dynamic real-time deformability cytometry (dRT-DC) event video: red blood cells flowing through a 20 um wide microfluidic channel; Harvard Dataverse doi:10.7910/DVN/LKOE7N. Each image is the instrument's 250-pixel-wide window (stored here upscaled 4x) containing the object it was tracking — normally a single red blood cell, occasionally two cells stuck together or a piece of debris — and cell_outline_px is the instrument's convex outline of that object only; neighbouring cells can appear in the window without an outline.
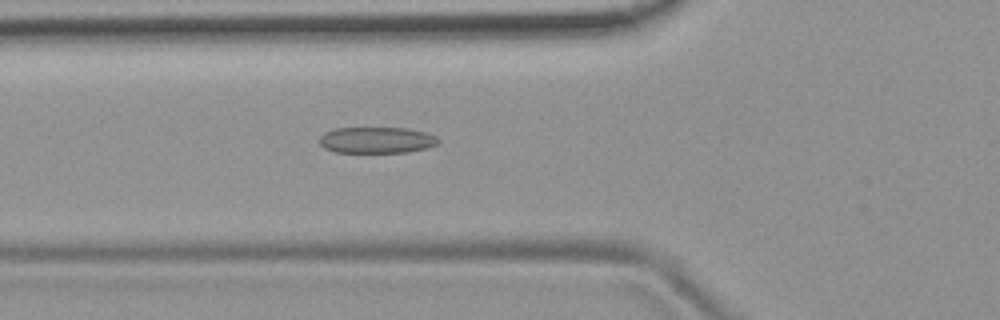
{"species": "common noctule bat (a hibernating species)", "species_latin": "Nyctalus noctula", "temperature_condition": "room temperature", "stored_images_in_passage": 37, "camera_frame_rate_fps": 3000, "um_per_image_px": 0.085, "animal": {"sex": "female", "body_mass_g": 19.9}, "frame": {"image": 1, "passage_image": 3, "time_ms": 0.667, "image_size_px": [1000, 320], "cell_outline_px": [[440, 144], [428, 148], [408, 152], [336, 152], [324, 148], [320, 144], [320, 136], [324, 132], [336, 128], [408, 128], [424, 132], [436, 136], [440, 140]], "centroid_in_image_um": [32.05, 11.91], "position_along_channel_um": 93.8, "area_um2": 18.26}}
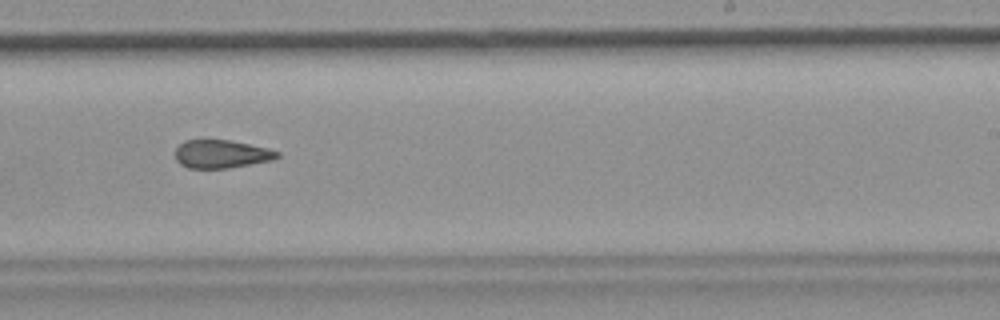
{"frame": {"image": 2, "passage_image": 17, "time_ms": 5.333, "image_size_px": [1000, 320], "cell_outline_px": [[280, 156], [272, 160], [228, 168], [188, 168], [180, 164], [176, 160], [176, 148], [184, 140], [228, 140], [268, 148], [280, 152]], "centroid_in_image_um": [18.81, 13.09], "position_along_channel_um": 270.2, "area_um2": 16.65}}
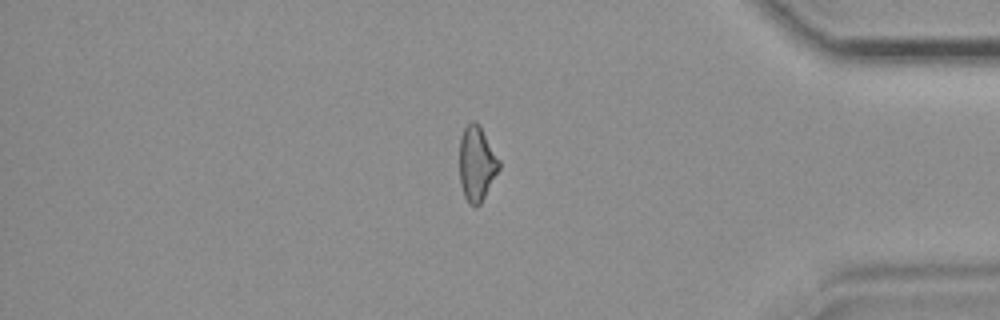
{"frame": {"image": 3, "passage_image": 29, "time_ms": 9.333, "image_size_px": [1000, 320], "cell_outline_px": [[500, 168], [480, 204], [476, 208], [468, 204], [464, 196], [460, 184], [460, 136], [464, 128], [472, 120], [476, 120], [480, 124], [500, 160]], "centroid_in_image_um": [40.52, 13.89], "position_along_channel_um": 394.7, "area_um2": 17.51}, "authors_computed_cell_mechanics": {"area_um2": 17.7446, "velocity_mm_per_s": 3.7814, "shape_relaxation_time_tau1_ms": null, "shape_relaxation_time_tau2_ms": 4.1493, "deformation_change_tau1": null, "deformation_change_tau2": 0.1333}}